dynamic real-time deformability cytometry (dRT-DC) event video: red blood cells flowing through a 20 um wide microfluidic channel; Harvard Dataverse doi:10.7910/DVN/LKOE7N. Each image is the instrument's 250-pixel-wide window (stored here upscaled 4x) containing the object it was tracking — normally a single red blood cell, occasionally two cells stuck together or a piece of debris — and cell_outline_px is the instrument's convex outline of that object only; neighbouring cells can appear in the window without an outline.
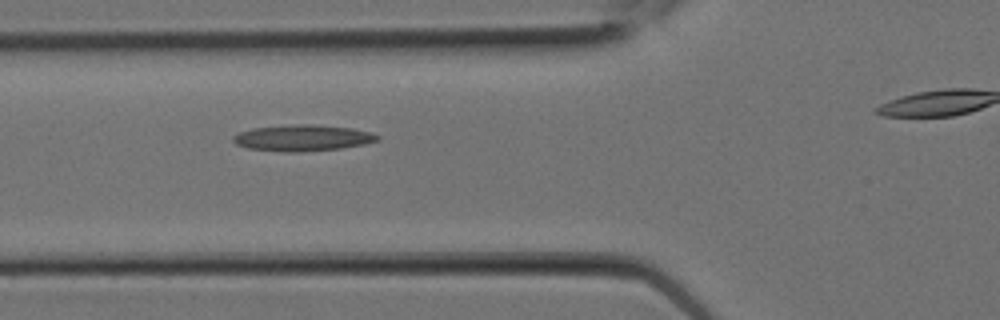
{"species": "Egyptian fruit bat (a non-hibernating species)", "species_latin": "Rousettus aegyptiacus", "temperature_condition": "room temperature", "stored_images_in_passage": 7, "segment_of_instrument_passage": [1, 2], "camera_frame_rate_fps": 3000, "um_per_image_px": 0.085, "animal": {"sex": "female"}, "frame": {"image": 1, "passage_image": 6, "time_ms": 1.667, "image_size_px": [1000, 320], "cell_outline_px": [[380, 140], [364, 144], [340, 148], [300, 152], [284, 152], [248, 148], [236, 144], [232, 140], [232, 136], [240, 132], [252, 128], [300, 124], [312, 124], [352, 128], [372, 132], [380, 136]], "centroid_in_image_um": [25.74, 11.72], "position_along_channel_um": 100.1, "area_um2": 22.02}}